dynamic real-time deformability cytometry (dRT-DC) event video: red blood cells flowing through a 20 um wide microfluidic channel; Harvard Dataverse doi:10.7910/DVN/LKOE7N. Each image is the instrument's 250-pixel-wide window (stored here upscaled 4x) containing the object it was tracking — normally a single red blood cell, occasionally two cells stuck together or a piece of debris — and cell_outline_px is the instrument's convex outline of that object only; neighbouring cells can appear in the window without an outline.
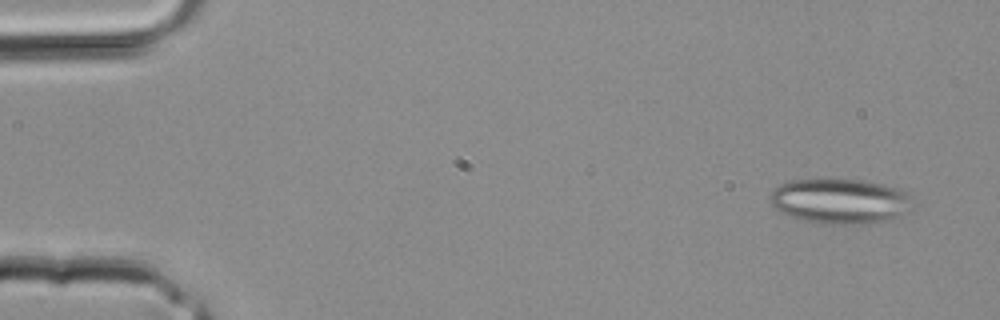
{"species": "common noctule bat (a hibernating species)", "species_latin": "Nyctalus noctula", "temperature_condition": "room temperature", "stored_images_in_passage": 4, "camera_frame_rate_fps": 3000, "um_per_image_px": 0.085, "animal": {"sex": "male", "body_mass_g": 20.4}, "frame": {"image": 1, "passage_image": 1, "time_ms": 0.0, "image_size_px": [1000, 320], "cell_outline_px": [[912, 212], [884, 220], [864, 224], [820, 224], [804, 220], [792, 216], [776, 208], [772, 204], [768, 196], [780, 184], [792, 180], [864, 180], [884, 184], [900, 188], [908, 192], [912, 208]], "centroid_in_image_um": [71.46, 17.1], "position_along_channel_um": 13.5, "area_um2": 37.34}}